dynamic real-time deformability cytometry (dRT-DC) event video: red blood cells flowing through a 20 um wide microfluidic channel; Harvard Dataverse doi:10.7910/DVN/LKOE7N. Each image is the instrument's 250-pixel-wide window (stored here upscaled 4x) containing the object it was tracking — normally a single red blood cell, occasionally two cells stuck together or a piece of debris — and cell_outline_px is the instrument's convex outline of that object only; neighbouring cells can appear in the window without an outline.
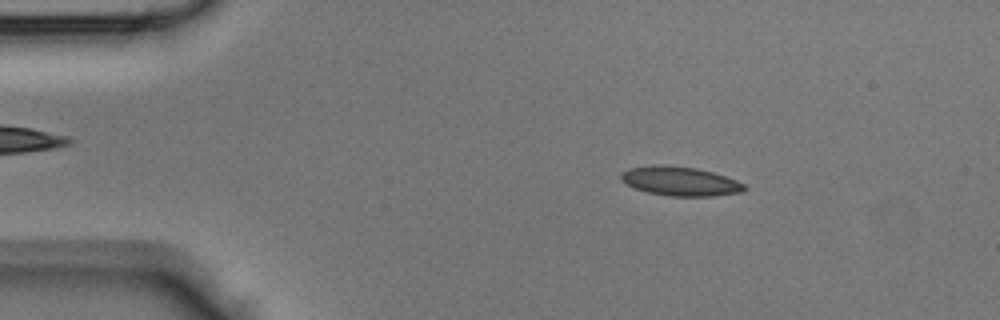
{"species": "Egyptian fruit bat (a non-hibernating species)", "species_latin": "Rousettus aegyptiacus", "temperature_condition": "room temperature", "stored_images_in_passage": 42, "camera_frame_rate_fps": 3000, "um_per_image_px": 0.085, "animal": {"sex": "male"}, "frame": {"image": 1, "passage_image": 6, "time_ms": 1.667, "image_size_px": [1000, 320], "cell_outline_px": [[748, 188], [740, 192], [712, 196], [668, 196], [648, 192], [636, 188], [620, 180], [620, 172], [628, 168], [652, 164], [660, 164], [696, 168], [712, 172], [736, 180], [744, 184]], "centroid_in_image_um": [57.77, 15.39], "position_along_channel_um": 27.2, "area_um2": 20.98}}
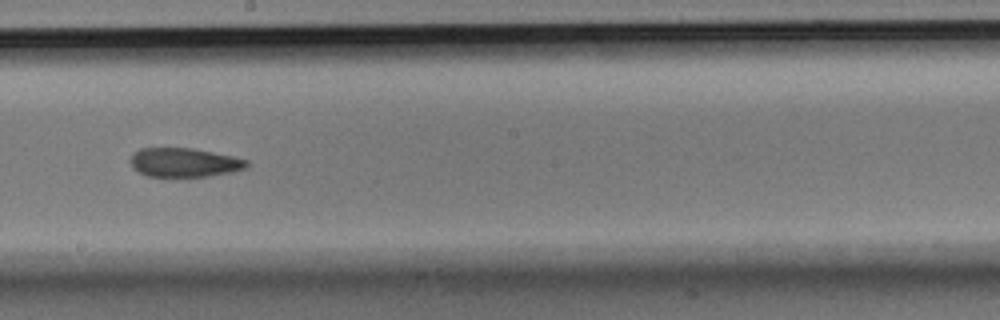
{"frame": {"image": 2, "passage_image": 23, "time_ms": 7.333, "image_size_px": [1000, 320], "cell_outline_px": [[248, 168], [232, 172], [188, 180], [148, 176], [132, 168], [132, 156], [140, 148], [192, 148], [232, 156], [248, 160]], "centroid_in_image_um": [15.7, 13.87], "position_along_channel_um": 232.5, "area_um2": 20.35}}
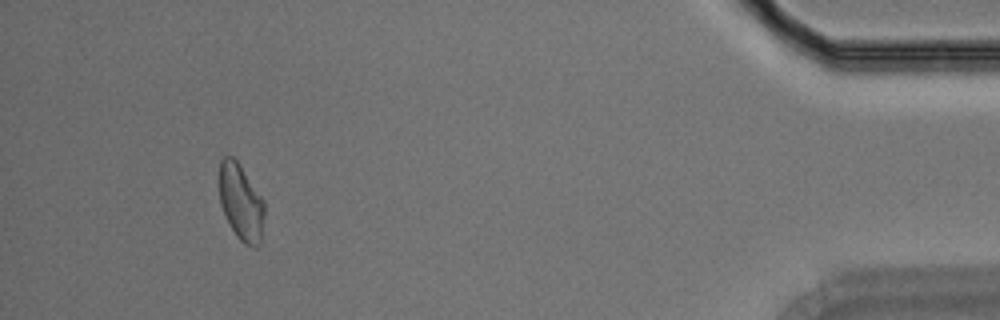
{"frame": {"image": 3, "passage_image": 39, "time_ms": 12.667, "image_size_px": [1000, 320], "cell_outline_px": [[264, 216], [260, 244], [256, 248], [252, 248], [244, 244], [236, 236], [220, 204], [220, 160], [224, 156], [232, 156], [240, 164], [264, 200]], "centroid_in_image_um": [20.5, 17.2], "position_along_channel_um": 414.7, "area_um2": 20.06}}